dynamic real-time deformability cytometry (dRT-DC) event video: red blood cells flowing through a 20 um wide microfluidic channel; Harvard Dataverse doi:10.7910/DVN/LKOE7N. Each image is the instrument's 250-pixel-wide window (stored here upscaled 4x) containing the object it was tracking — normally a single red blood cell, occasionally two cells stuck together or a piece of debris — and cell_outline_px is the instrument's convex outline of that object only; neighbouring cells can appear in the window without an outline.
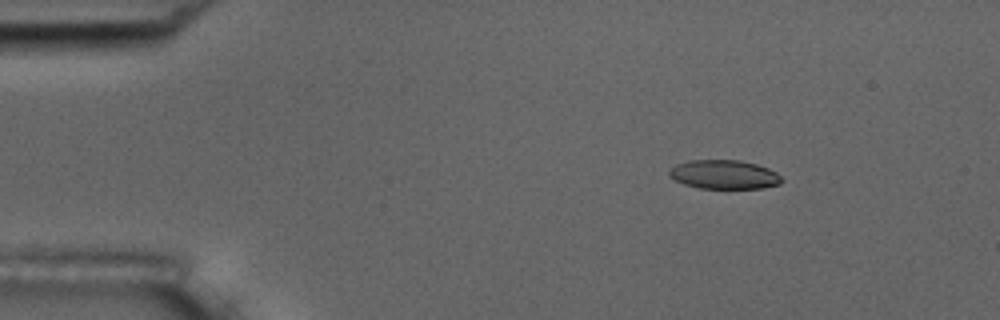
{"species": "common noctule bat (a hibernating species)", "species_latin": "Nyctalus noctula", "temperature_condition": "room temperature", "stored_images_in_passage": 6, "camera_frame_rate_fps": 3000, "um_per_image_px": 0.085, "animal": {"sex": "male", "body_mass_g": 17.5, "forearm_length_mm": 52.3}, "frame": {"image": 1, "passage_image": 2, "time_ms": 2.0, "image_size_px": [1000, 320], "cell_outline_px": [[784, 180], [780, 184], [764, 188], [700, 188], [684, 184], [668, 176], [668, 172], [676, 164], [688, 160], [740, 160], [756, 164], [768, 168], [776, 172]], "centroid_in_image_um": [61.56, 14.83], "position_along_channel_um": 23.4, "area_um2": 19.02}}
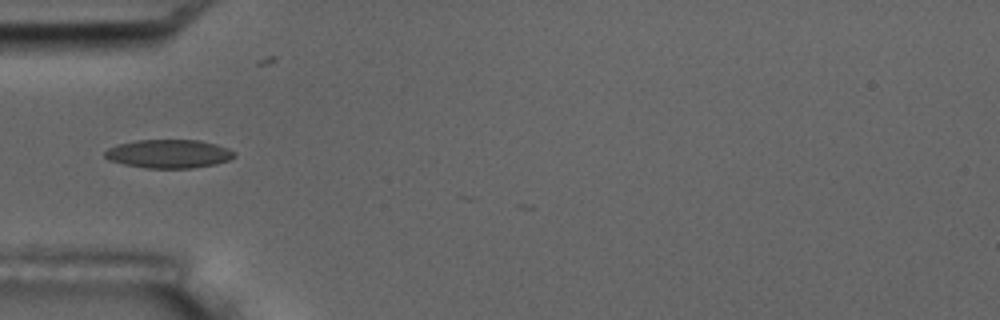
{"frame": {"image": 2, "passage_image": 5, "time_ms": 5.333, "image_size_px": [1000, 320], "cell_outline_px": [[236, 156], [228, 160], [216, 164], [192, 168], [144, 168], [124, 164], [108, 160], [104, 156], [104, 152], [108, 148], [116, 144], [136, 140], [200, 140], [216, 144], [228, 148], [236, 152]], "centroid_in_image_um": [14.34, 13.07], "position_along_channel_um": 70.7, "area_um2": 21.73}}